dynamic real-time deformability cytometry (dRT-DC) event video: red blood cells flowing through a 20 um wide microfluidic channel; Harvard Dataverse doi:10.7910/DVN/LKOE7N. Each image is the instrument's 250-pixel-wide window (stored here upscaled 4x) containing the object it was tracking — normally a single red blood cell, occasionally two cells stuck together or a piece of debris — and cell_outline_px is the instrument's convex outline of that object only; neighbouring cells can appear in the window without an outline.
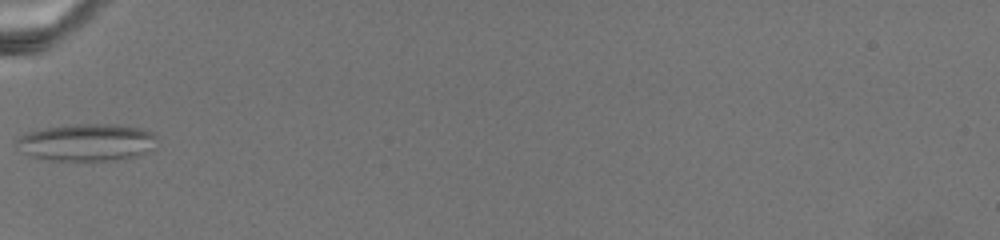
{"species": "common noctule bat (a hibernating species)", "species_latin": "Nyctalus noctula", "temperature_condition": "warm", "stored_images_in_passage": 6, "camera_frame_rate_fps": 3000, "um_per_image_px": 0.085, "animal": {"sex": "female", "body_mass_g": 19.5, "forearm_length_mm": 54.1}, "frame": {"image": 1, "passage_image": 1, "time_ms": 0.0, "image_size_px": [1000, 240], "cell_outline_px": [[156, 148], [136, 156], [112, 160], [44, 160], [32, 156], [24, 152], [16, 144], [16, 140], [20, 136], [28, 132], [44, 128], [72, 124], [120, 124], [140, 128], [152, 132], [156, 136]], "centroid_in_image_um": [7.41, 12.09], "position_along_channel_um": 77.6, "area_um2": 30.52}}